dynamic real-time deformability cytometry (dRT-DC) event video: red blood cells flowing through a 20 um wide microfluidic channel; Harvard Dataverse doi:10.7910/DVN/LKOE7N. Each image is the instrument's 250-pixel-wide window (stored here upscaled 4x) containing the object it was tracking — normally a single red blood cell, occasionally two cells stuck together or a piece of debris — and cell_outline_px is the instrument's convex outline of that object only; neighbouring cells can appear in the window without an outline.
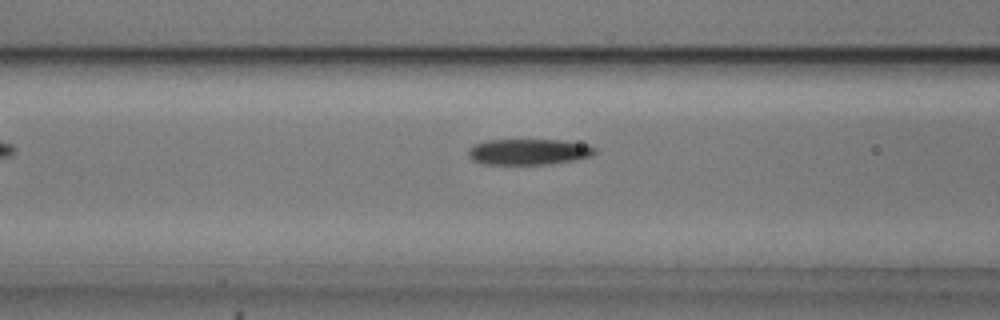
{"species": "common noctule bat (a hibernating species)", "species_latin": "Nyctalus noctula", "temperature_condition": "cold", "stored_images_in_passage": 40, "camera_frame_rate_fps": 3000, "um_per_image_px": 0.085, "animal": {"sex": "male", "body_mass_g": 20.5, "forearm_length_mm": 52.5}, "frame": {"image": 1, "passage_image": 7, "time_ms": 2.0, "image_size_px": [1000, 320], "cell_outline_px": [[596, 152], [592, 156], [576, 160], [548, 164], [484, 164], [472, 160], [468, 156], [468, 148], [476, 144], [488, 140], [564, 140], [588, 144], [596, 148]], "centroid_in_image_um": [44.97, 12.9], "position_along_channel_um": 121.6, "area_um2": 19.25}}
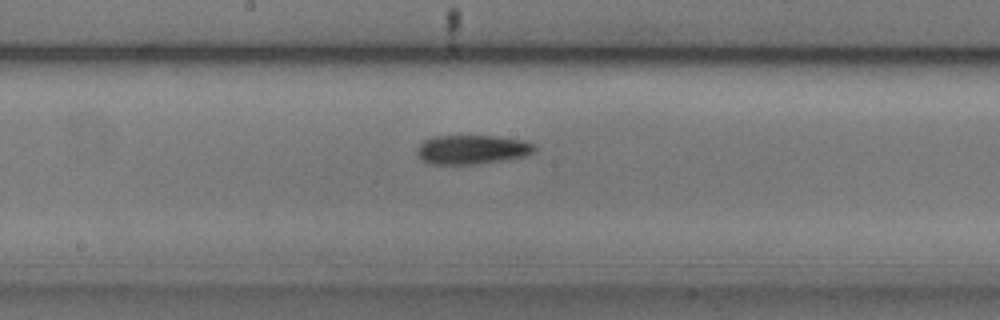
{"frame": {"image": 2, "passage_image": 14, "time_ms": 4.333, "image_size_px": [1000, 320], "cell_outline_px": [[536, 152], [528, 156], [472, 164], [432, 164], [420, 160], [416, 152], [420, 144], [424, 140], [432, 136], [496, 136], [524, 140], [536, 144]], "centroid_in_image_um": [40.15, 12.7], "position_along_channel_um": 208.0, "area_um2": 20.11}}
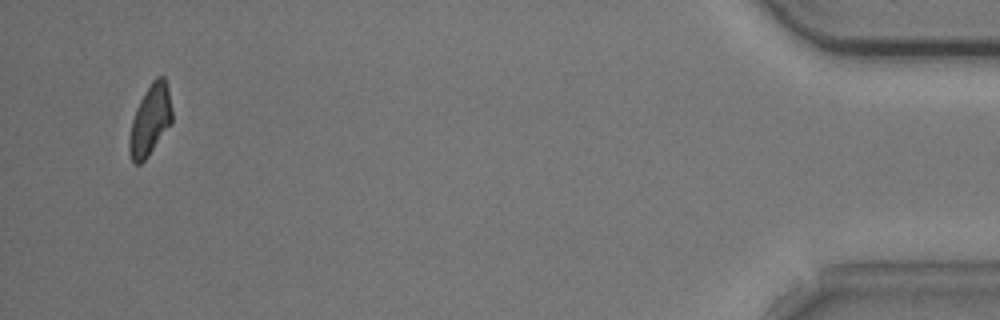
{"frame": {"image": 3, "passage_image": 38, "time_ms": 12.333, "image_size_px": [1000, 320], "cell_outline_px": [[172, 124], [148, 156], [140, 164], [136, 164], [132, 160], [128, 152], [128, 140], [132, 120], [136, 108], [144, 92], [152, 80], [156, 76], [164, 76], [168, 88], [172, 108]], "centroid_in_image_um": [12.77, 10.21], "position_along_channel_um": 422.4, "area_um2": 17.8}, "authors_computed_cell_mechanics": {"area_um2": 19.0451, "velocity_mm_per_s": 3.6971, "shape_relaxation_time_tau1_ms": 4.9643, "shape_relaxation_time_tau2_ms": null, "deformation_change_tau1": 0.137, "deformation_change_tau2": null}}